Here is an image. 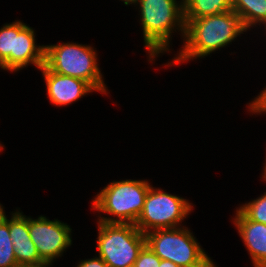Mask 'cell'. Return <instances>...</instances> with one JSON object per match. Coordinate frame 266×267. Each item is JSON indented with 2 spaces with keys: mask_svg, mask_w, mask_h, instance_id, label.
Instances as JSON below:
<instances>
[{
  "mask_svg": "<svg viewBox=\"0 0 266 267\" xmlns=\"http://www.w3.org/2000/svg\"><path fill=\"white\" fill-rule=\"evenodd\" d=\"M184 47L172 61L175 65L188 59L202 58L227 46L246 32L240 17L233 11L199 19H184Z\"/></svg>",
  "mask_w": 266,
  "mask_h": 267,
  "instance_id": "6da1fadb",
  "label": "cell"
},
{
  "mask_svg": "<svg viewBox=\"0 0 266 267\" xmlns=\"http://www.w3.org/2000/svg\"><path fill=\"white\" fill-rule=\"evenodd\" d=\"M145 48L149 60L163 51H169L170 36L178 27L185 35L183 0H138ZM177 25V26H176ZM171 34V35H170Z\"/></svg>",
  "mask_w": 266,
  "mask_h": 267,
  "instance_id": "7a4b0ae2",
  "label": "cell"
},
{
  "mask_svg": "<svg viewBox=\"0 0 266 267\" xmlns=\"http://www.w3.org/2000/svg\"><path fill=\"white\" fill-rule=\"evenodd\" d=\"M44 65L52 72L81 79L95 91L107 93L97 54L91 46L68 42L46 45Z\"/></svg>",
  "mask_w": 266,
  "mask_h": 267,
  "instance_id": "3957f363",
  "label": "cell"
},
{
  "mask_svg": "<svg viewBox=\"0 0 266 267\" xmlns=\"http://www.w3.org/2000/svg\"><path fill=\"white\" fill-rule=\"evenodd\" d=\"M145 180L114 181L103 188L93 200V209L116 218L100 217L105 223L135 224L142 212L149 187Z\"/></svg>",
  "mask_w": 266,
  "mask_h": 267,
  "instance_id": "277c9868",
  "label": "cell"
},
{
  "mask_svg": "<svg viewBox=\"0 0 266 267\" xmlns=\"http://www.w3.org/2000/svg\"><path fill=\"white\" fill-rule=\"evenodd\" d=\"M146 244L162 260L179 267H216L186 227L147 232Z\"/></svg>",
  "mask_w": 266,
  "mask_h": 267,
  "instance_id": "5b68a950",
  "label": "cell"
},
{
  "mask_svg": "<svg viewBox=\"0 0 266 267\" xmlns=\"http://www.w3.org/2000/svg\"><path fill=\"white\" fill-rule=\"evenodd\" d=\"M97 249L109 267H133L146 245V236L135 224L98 221Z\"/></svg>",
  "mask_w": 266,
  "mask_h": 267,
  "instance_id": "8992f818",
  "label": "cell"
},
{
  "mask_svg": "<svg viewBox=\"0 0 266 267\" xmlns=\"http://www.w3.org/2000/svg\"><path fill=\"white\" fill-rule=\"evenodd\" d=\"M45 45L37 46L33 28L21 21L6 24L0 29V67L19 71L30 63L44 65Z\"/></svg>",
  "mask_w": 266,
  "mask_h": 267,
  "instance_id": "52a82bcc",
  "label": "cell"
},
{
  "mask_svg": "<svg viewBox=\"0 0 266 267\" xmlns=\"http://www.w3.org/2000/svg\"><path fill=\"white\" fill-rule=\"evenodd\" d=\"M192 207L188 200L150 186L135 226L144 234L158 229L177 228L180 227L179 222L193 210Z\"/></svg>",
  "mask_w": 266,
  "mask_h": 267,
  "instance_id": "ba28073f",
  "label": "cell"
},
{
  "mask_svg": "<svg viewBox=\"0 0 266 267\" xmlns=\"http://www.w3.org/2000/svg\"><path fill=\"white\" fill-rule=\"evenodd\" d=\"M71 230L69 225L57 219L50 221L44 216L38 219L29 217V234L42 261L53 262L61 257L72 244Z\"/></svg>",
  "mask_w": 266,
  "mask_h": 267,
  "instance_id": "9c48e42d",
  "label": "cell"
},
{
  "mask_svg": "<svg viewBox=\"0 0 266 267\" xmlns=\"http://www.w3.org/2000/svg\"><path fill=\"white\" fill-rule=\"evenodd\" d=\"M40 70L46 81L49 100L55 106H63L77 101L87 93L95 91L87 82L50 71L45 65Z\"/></svg>",
  "mask_w": 266,
  "mask_h": 267,
  "instance_id": "30bf717a",
  "label": "cell"
},
{
  "mask_svg": "<svg viewBox=\"0 0 266 267\" xmlns=\"http://www.w3.org/2000/svg\"><path fill=\"white\" fill-rule=\"evenodd\" d=\"M254 267H266V224L249 220L239 209L234 218Z\"/></svg>",
  "mask_w": 266,
  "mask_h": 267,
  "instance_id": "8fae6325",
  "label": "cell"
},
{
  "mask_svg": "<svg viewBox=\"0 0 266 267\" xmlns=\"http://www.w3.org/2000/svg\"><path fill=\"white\" fill-rule=\"evenodd\" d=\"M9 234L17 264L42 262L29 234V217L19 211L13 213L9 220Z\"/></svg>",
  "mask_w": 266,
  "mask_h": 267,
  "instance_id": "7c38bea8",
  "label": "cell"
},
{
  "mask_svg": "<svg viewBox=\"0 0 266 267\" xmlns=\"http://www.w3.org/2000/svg\"><path fill=\"white\" fill-rule=\"evenodd\" d=\"M233 0H183L184 19H199L232 10Z\"/></svg>",
  "mask_w": 266,
  "mask_h": 267,
  "instance_id": "4fadbf2b",
  "label": "cell"
},
{
  "mask_svg": "<svg viewBox=\"0 0 266 267\" xmlns=\"http://www.w3.org/2000/svg\"><path fill=\"white\" fill-rule=\"evenodd\" d=\"M232 10L240 17L246 30L257 23L266 25V0H233Z\"/></svg>",
  "mask_w": 266,
  "mask_h": 267,
  "instance_id": "5bb4252c",
  "label": "cell"
},
{
  "mask_svg": "<svg viewBox=\"0 0 266 267\" xmlns=\"http://www.w3.org/2000/svg\"><path fill=\"white\" fill-rule=\"evenodd\" d=\"M16 264L13 242L9 234V219L2 210L0 213V267H14Z\"/></svg>",
  "mask_w": 266,
  "mask_h": 267,
  "instance_id": "9a60e30c",
  "label": "cell"
},
{
  "mask_svg": "<svg viewBox=\"0 0 266 267\" xmlns=\"http://www.w3.org/2000/svg\"><path fill=\"white\" fill-rule=\"evenodd\" d=\"M239 210L249 220L266 224V192L261 197L245 203Z\"/></svg>",
  "mask_w": 266,
  "mask_h": 267,
  "instance_id": "2e32d148",
  "label": "cell"
},
{
  "mask_svg": "<svg viewBox=\"0 0 266 267\" xmlns=\"http://www.w3.org/2000/svg\"><path fill=\"white\" fill-rule=\"evenodd\" d=\"M161 259L146 244L140 251L133 267H159Z\"/></svg>",
  "mask_w": 266,
  "mask_h": 267,
  "instance_id": "e0dca14e",
  "label": "cell"
},
{
  "mask_svg": "<svg viewBox=\"0 0 266 267\" xmlns=\"http://www.w3.org/2000/svg\"><path fill=\"white\" fill-rule=\"evenodd\" d=\"M250 112L252 113H266V88L262 90L251 103H249Z\"/></svg>",
  "mask_w": 266,
  "mask_h": 267,
  "instance_id": "ac0fdd59",
  "label": "cell"
},
{
  "mask_svg": "<svg viewBox=\"0 0 266 267\" xmlns=\"http://www.w3.org/2000/svg\"><path fill=\"white\" fill-rule=\"evenodd\" d=\"M77 267H109L101 257L83 260Z\"/></svg>",
  "mask_w": 266,
  "mask_h": 267,
  "instance_id": "d6986e66",
  "label": "cell"
},
{
  "mask_svg": "<svg viewBox=\"0 0 266 267\" xmlns=\"http://www.w3.org/2000/svg\"><path fill=\"white\" fill-rule=\"evenodd\" d=\"M52 262H46L42 261L40 263H22V264H16L14 267H48L51 265Z\"/></svg>",
  "mask_w": 266,
  "mask_h": 267,
  "instance_id": "ffe728a7",
  "label": "cell"
},
{
  "mask_svg": "<svg viewBox=\"0 0 266 267\" xmlns=\"http://www.w3.org/2000/svg\"><path fill=\"white\" fill-rule=\"evenodd\" d=\"M159 267H179V266L174 264L172 261H167V260L161 259Z\"/></svg>",
  "mask_w": 266,
  "mask_h": 267,
  "instance_id": "44dd1931",
  "label": "cell"
},
{
  "mask_svg": "<svg viewBox=\"0 0 266 267\" xmlns=\"http://www.w3.org/2000/svg\"><path fill=\"white\" fill-rule=\"evenodd\" d=\"M125 5L136 4L138 0H122Z\"/></svg>",
  "mask_w": 266,
  "mask_h": 267,
  "instance_id": "7402d4cb",
  "label": "cell"
},
{
  "mask_svg": "<svg viewBox=\"0 0 266 267\" xmlns=\"http://www.w3.org/2000/svg\"><path fill=\"white\" fill-rule=\"evenodd\" d=\"M263 170H264V175L262 177L266 181V162H265V166H264V169Z\"/></svg>",
  "mask_w": 266,
  "mask_h": 267,
  "instance_id": "603a6c76",
  "label": "cell"
},
{
  "mask_svg": "<svg viewBox=\"0 0 266 267\" xmlns=\"http://www.w3.org/2000/svg\"><path fill=\"white\" fill-rule=\"evenodd\" d=\"M2 210H3V207H2L1 204H0V213H1Z\"/></svg>",
  "mask_w": 266,
  "mask_h": 267,
  "instance_id": "cb8c5ba5",
  "label": "cell"
},
{
  "mask_svg": "<svg viewBox=\"0 0 266 267\" xmlns=\"http://www.w3.org/2000/svg\"><path fill=\"white\" fill-rule=\"evenodd\" d=\"M3 149V146H2V144H0V151Z\"/></svg>",
  "mask_w": 266,
  "mask_h": 267,
  "instance_id": "d4e9b609",
  "label": "cell"
}]
</instances>
